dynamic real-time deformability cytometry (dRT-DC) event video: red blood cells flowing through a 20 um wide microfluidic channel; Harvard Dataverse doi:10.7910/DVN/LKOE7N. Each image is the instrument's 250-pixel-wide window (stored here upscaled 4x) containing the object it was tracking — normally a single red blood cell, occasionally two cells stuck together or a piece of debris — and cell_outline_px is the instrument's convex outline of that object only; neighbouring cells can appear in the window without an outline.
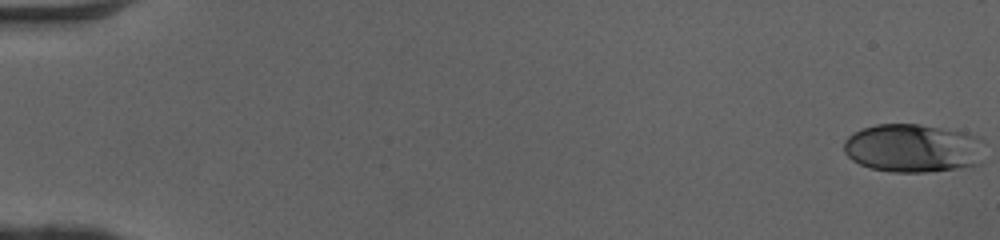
{"species": "human", "species_latin": "Homo sapiens", "temperature_condition": "cold", "stored_images_in_passage": 51, "camera_frame_rate_fps": 3000, "um_per_image_px": 0.085, "donor": {"sex": "female"}, "frame": {"image": 1, "passage_image": 1, "time_ms": 0.0, "image_size_px": [1000, 240], "cell_outline_px": [[984, 164], [972, 168], [924, 172], [892, 172], [872, 168], [860, 164], [852, 160], [844, 152], [844, 140], [852, 132], [876, 124], [920, 124], [964, 132], [980, 136], [984, 140]], "centroid_in_image_um": [77.71, 12.61], "position_along_channel_um": 7.3, "area_um2": 40.81}}
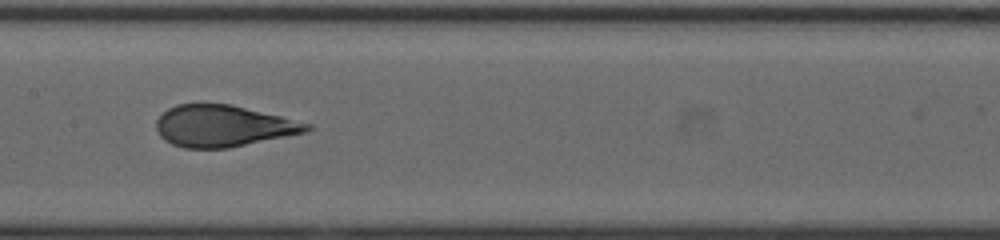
{"frame": {"image": 2, "passage_image": 27, "time_ms": 8.667, "image_size_px": [1000, 240], "cell_outline_px": [[312, 128], [308, 132], [228, 148], [184, 148], [172, 144], [164, 140], [160, 136], [156, 128], [156, 120], [168, 108], [176, 104], [232, 104], [312, 124]], "centroid_in_image_um": [18.97, 10.71], "position_along_channel_um": 188.4, "area_um2": 36.41}}
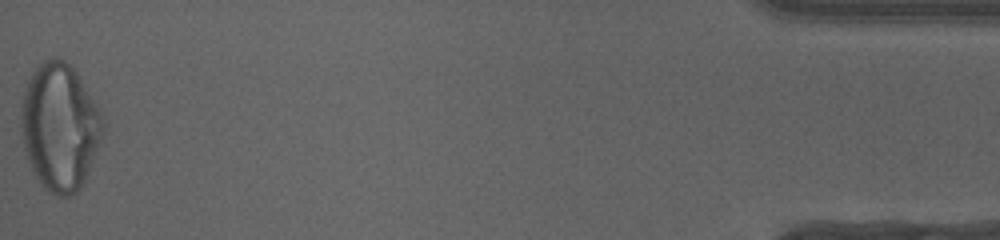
{"frame": {"image": 3, "passage_image": 51, "time_ms": 16.667, "image_size_px": [1000, 240], "cell_outline_px": [[104, 128], [100, 140], [84, 180], [80, 188], [72, 196], [56, 196], [48, 192], [40, 184], [28, 160], [24, 148], [20, 132], [20, 112], [24, 92], [28, 80], [32, 72], [44, 60], [52, 56], [64, 60], [80, 76], [104, 116]], "centroid_in_image_um": [5.07, 10.77], "position_along_channel_um": 430.1, "area_um2": 60.69}, "authors_computed_cell_mechanics": {"area_um2": 37.3966, "velocity_mm_per_s": 4.111, "shape_relaxation_time_tau1_ms": 4.6831, "shape_relaxation_time_tau2_ms": null, "deformation_change_tau1": 0.2154, "deformation_change_tau2": null}}